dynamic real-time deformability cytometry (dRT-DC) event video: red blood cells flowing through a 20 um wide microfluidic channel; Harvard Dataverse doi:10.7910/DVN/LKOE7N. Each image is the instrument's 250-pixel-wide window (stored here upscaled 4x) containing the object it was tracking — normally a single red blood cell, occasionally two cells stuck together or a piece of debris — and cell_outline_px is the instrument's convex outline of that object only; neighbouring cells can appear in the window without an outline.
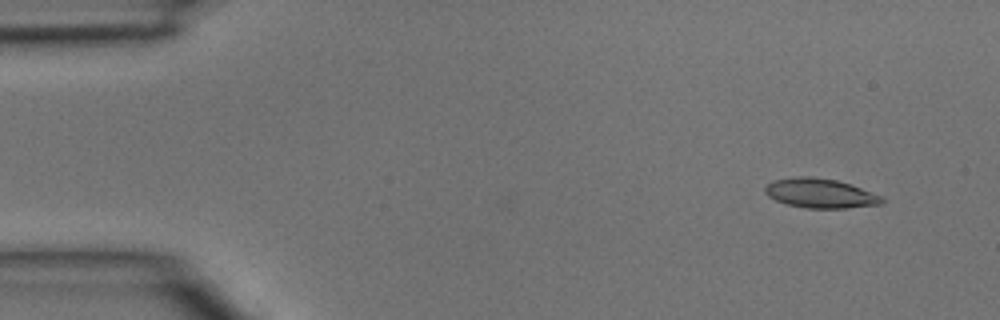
{"species": "common noctule bat (a hibernating species)", "species_latin": "Nyctalus noctula", "temperature_condition": "room temperature", "stored_images_in_passage": 4, "camera_frame_rate_fps": 3000, "um_per_image_px": 0.085, "animal": {"sex": "male", "body_mass_g": 15.6}, "frame": {"image": 1, "passage_image": 1, "time_ms": 0.0, "image_size_px": [1000, 320], "cell_outline_px": [[884, 204], [848, 208], [808, 208], [788, 204], [776, 200], [768, 196], [764, 192], [764, 188], [772, 180], [796, 176], [812, 176], [836, 180], [884, 196]], "centroid_in_image_um": [69.73, 16.43], "position_along_channel_um": 15.3, "area_um2": 20.11}}